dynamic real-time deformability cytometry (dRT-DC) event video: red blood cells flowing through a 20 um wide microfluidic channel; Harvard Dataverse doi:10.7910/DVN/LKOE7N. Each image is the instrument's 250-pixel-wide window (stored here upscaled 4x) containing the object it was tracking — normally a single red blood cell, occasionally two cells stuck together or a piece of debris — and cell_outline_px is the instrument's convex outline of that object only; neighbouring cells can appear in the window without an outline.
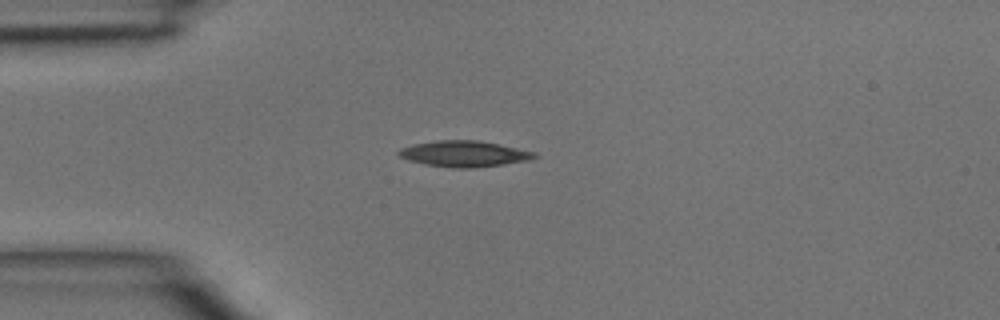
{"species": "common noctule bat (a hibernating species)", "species_latin": "Nyctalus noctula", "temperature_condition": "room temperature", "stored_images_in_passage": 3, "camera_frame_rate_fps": 3000, "um_per_image_px": 0.085, "animal": {"sex": "male", "body_mass_g": 15.6}, "frame": {"image": 1, "passage_image": 3, "time_ms": 0.667, "image_size_px": [1000, 320], "cell_outline_px": [[540, 156], [528, 160], [504, 164], [472, 168], [452, 168], [424, 164], [408, 160], [400, 156], [396, 152], [400, 148], [416, 144], [436, 140], [476, 140], [536, 152]], "centroid_in_image_um": [39.44, 13.08], "position_along_channel_um": 45.6, "area_um2": 20.4}}